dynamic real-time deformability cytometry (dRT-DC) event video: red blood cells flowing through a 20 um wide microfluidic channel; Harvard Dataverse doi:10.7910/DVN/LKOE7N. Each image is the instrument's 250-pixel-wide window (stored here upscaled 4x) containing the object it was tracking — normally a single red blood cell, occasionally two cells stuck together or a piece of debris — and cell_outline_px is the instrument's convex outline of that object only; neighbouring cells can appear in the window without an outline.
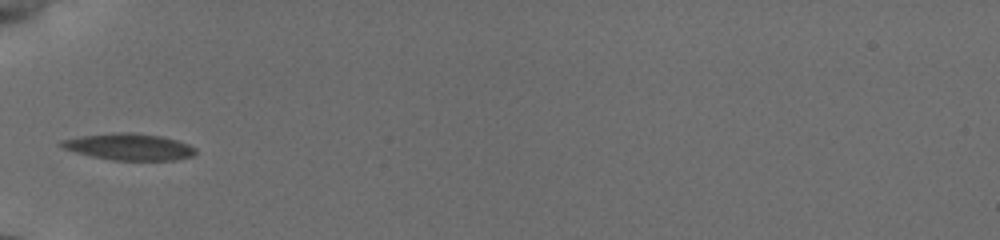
{"species": "common noctule bat (a hibernating species)", "species_latin": "Nyctalus noctula", "temperature_condition": "cold", "stored_images_in_passage": 29, "camera_frame_rate_fps": 3000, "um_per_image_px": 0.085, "animal": {"sex": "female", "body_mass_g": 19.5, "forearm_length_mm": 54.1}, "frame": {"image": 1, "passage_image": 1, "time_ms": 0.0, "image_size_px": [1000, 240], "cell_outline_px": [[196, 152], [192, 156], [176, 160], [112, 160], [92, 156], [76, 152], [64, 148], [60, 144], [60, 140], [84, 136], [116, 132], [132, 132], [160, 136], [176, 140], [188, 144], [196, 148]], "centroid_in_image_um": [11.01, 12.48], "position_along_channel_um": 74.0, "area_um2": 20.58}}
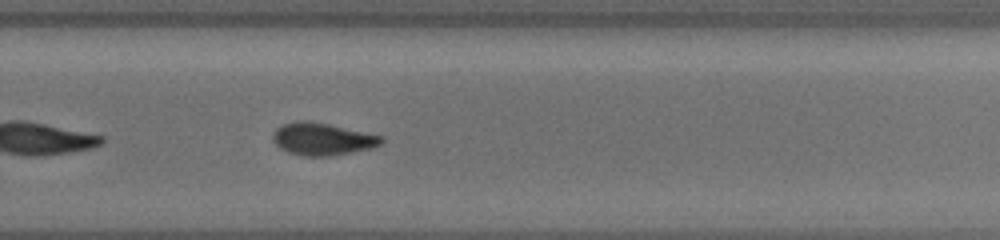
{"frame": {"image": 2, "passage_image": 17, "time_ms": 6.0, "image_size_px": [1000, 240], "cell_outline_px": [[384, 140], [380, 144], [372, 148], [352, 152], [328, 156], [304, 156], [288, 152], [280, 148], [272, 140], [272, 136], [276, 128], [284, 124], [300, 120], [308, 120], [328, 124], [384, 136]], "centroid_in_image_um": [27.4, 11.81], "position_along_channel_um": 302.4, "area_um2": 20.4}}
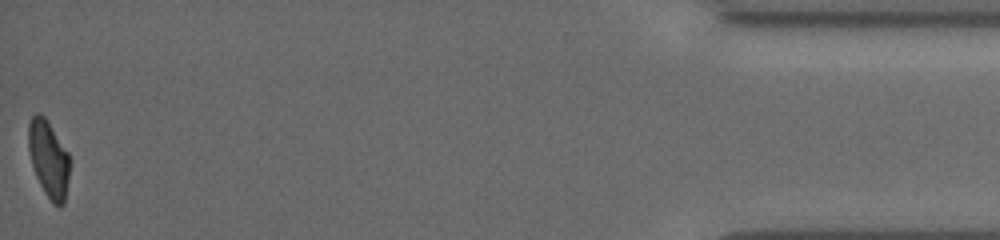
{"frame": {"image": 3, "passage_image": 29, "time_ms": 11.333, "image_size_px": [1000, 240], "cell_outline_px": [[68, 180], [64, 204], [60, 208], [52, 204], [44, 192], [36, 176], [32, 164], [28, 148], [28, 124], [32, 116], [36, 112], [40, 112], [48, 120], [68, 152]], "centroid_in_image_um": [4.12, 13.5], "position_along_channel_um": 431.1, "area_um2": 18.55}, "authors_computed_cell_mechanics": {"area_um2": 20.1144, "velocity_mm_per_s": 3.8529, "shape_relaxation_time_tau1_ms": 5.4379, "shape_relaxation_time_tau2_ms": 2.9697, "deformation_change_tau1": 0.1507, "deformation_change_tau2": 0.0793}}